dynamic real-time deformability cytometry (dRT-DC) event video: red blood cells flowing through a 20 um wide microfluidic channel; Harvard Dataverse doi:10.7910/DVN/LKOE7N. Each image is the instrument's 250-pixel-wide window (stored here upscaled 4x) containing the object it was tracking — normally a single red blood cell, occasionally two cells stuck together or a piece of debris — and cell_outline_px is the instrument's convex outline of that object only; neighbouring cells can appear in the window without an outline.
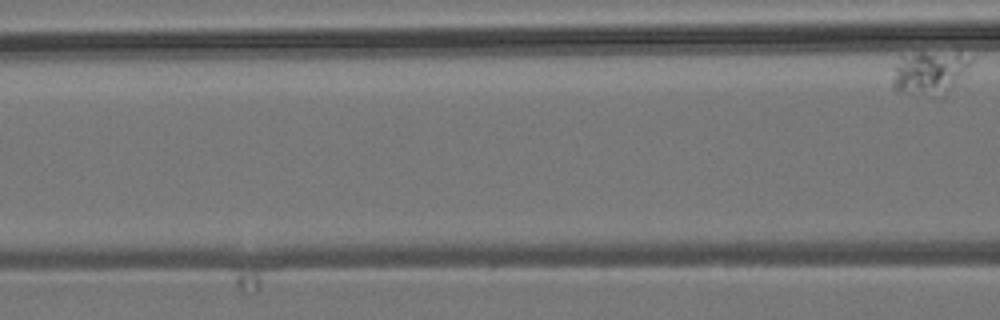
{"species": "common noctule bat (a hibernating species)", "species_latin": "Nyctalus noctula", "temperature_condition": "room temperature", "stored_images_in_passage": 7, "camera_frame_rate_fps": 3000, "um_per_image_px": 0.085, "animal": {"sex": "male", "body_mass_g": 19.2, "forearm_length_mm": 51.8}, "frame": {"image": 1, "passage_image": 7, "time_ms": 7.667, "image_size_px": [1000, 320], "cell_outline_px": [[972, 60], [964, 76], [944, 96], [932, 100], [896, 92], [892, 88], [892, 80], [896, 64], [900, 56], [920, 52], [924, 52], [972, 56]], "centroid_in_image_um": [78.97, 6.28], "position_along_channel_um": 87.6, "area_um2": 20.58}}